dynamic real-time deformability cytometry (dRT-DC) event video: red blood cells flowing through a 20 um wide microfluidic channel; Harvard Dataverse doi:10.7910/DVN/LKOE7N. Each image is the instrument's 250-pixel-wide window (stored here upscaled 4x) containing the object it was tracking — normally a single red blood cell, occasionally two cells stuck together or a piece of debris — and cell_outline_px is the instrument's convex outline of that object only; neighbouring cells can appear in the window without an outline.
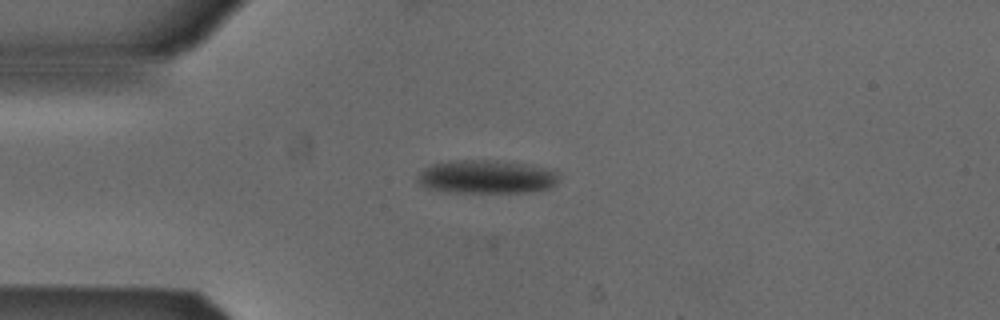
{"species": "Egyptian fruit bat (a non-hibernating species)", "species_latin": "Rousettus aegyptiacus", "temperature_condition": "cold", "stored_images_in_passage": 1, "camera_frame_rate_fps": 3000, "um_per_image_px": 0.085, "animal": {"sex": "male"}, "frame": {"image": 1, "passage_image": 1, "time_ms": 0.0, "image_size_px": [1000, 320], "cell_outline_px": [[560, 180], [552, 188], [536, 192], [448, 192], [428, 188], [420, 184], [416, 180], [416, 176], [424, 168], [432, 164], [448, 160], [492, 160], [528, 164], [556, 168], [560, 172]], "centroid_in_image_um": [41.45, 15.02], "position_along_channel_um": 43.5, "area_um2": 28.38}}